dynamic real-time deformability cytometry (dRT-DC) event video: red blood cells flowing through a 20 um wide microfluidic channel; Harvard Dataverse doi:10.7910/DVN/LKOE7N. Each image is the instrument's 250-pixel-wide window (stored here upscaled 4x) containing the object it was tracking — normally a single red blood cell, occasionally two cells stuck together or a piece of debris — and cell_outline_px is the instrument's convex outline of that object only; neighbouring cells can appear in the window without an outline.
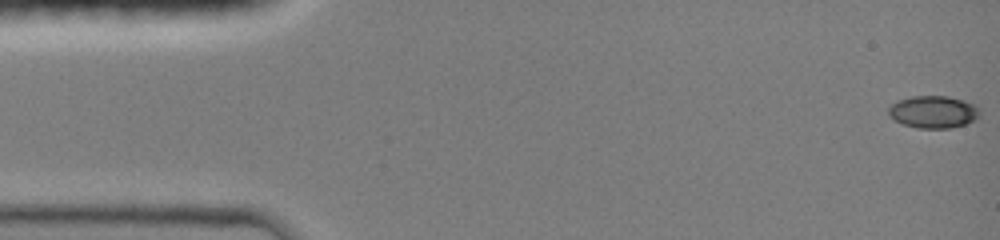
{"species": "common noctule bat (a hibernating species)", "species_latin": "Nyctalus noctula", "temperature_condition": "room temperature", "stored_images_in_passage": 26, "camera_frame_rate_fps": 3000, "um_per_image_px": 0.085, "animal": {"sex": "female", "body_mass_g": 19.0, "forearm_length_mm": 51.5}, "frame": {"image": 1, "passage_image": 1, "time_ms": 0.0, "image_size_px": [1000, 240], "cell_outline_px": [[980, 116], [964, 124], [952, 128], [916, 128], [904, 124], [888, 116], [888, 108], [896, 100], [912, 96], [948, 96], [976, 104], [980, 108]], "centroid_in_image_um": [79.33, 9.5], "position_along_channel_um": 5.7, "area_um2": 17.28}}
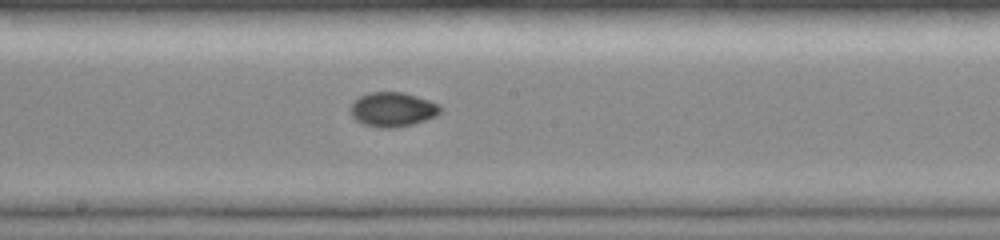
{"frame": {"image": 2, "passage_image": 15, "time_ms": 8.0, "image_size_px": [1000, 240], "cell_outline_px": [[440, 112], [436, 116], [412, 124], [396, 128], [380, 128], [364, 124], [356, 120], [352, 116], [352, 104], [360, 96], [368, 92], [404, 92], [440, 104]], "centroid_in_image_um": [33.39, 9.3], "position_along_channel_um": 214.8, "area_um2": 17.86}}
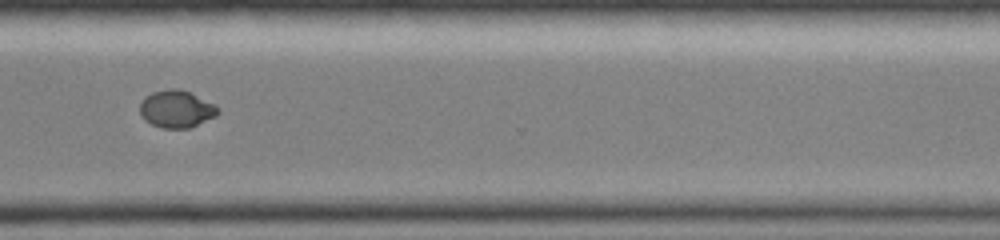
{"frame": {"image": 3, "passage_image": 25, "time_ms": 11.333, "image_size_px": [1000, 240], "cell_outline_px": [[220, 112], [216, 116], [188, 128], [160, 128], [144, 120], [140, 116], [140, 104], [144, 96], [152, 92], [168, 88], [180, 88], [216, 104], [220, 108]], "centroid_in_image_um": [14.99, 9.25], "position_along_channel_um": 355.6, "area_um2": 17.22}}